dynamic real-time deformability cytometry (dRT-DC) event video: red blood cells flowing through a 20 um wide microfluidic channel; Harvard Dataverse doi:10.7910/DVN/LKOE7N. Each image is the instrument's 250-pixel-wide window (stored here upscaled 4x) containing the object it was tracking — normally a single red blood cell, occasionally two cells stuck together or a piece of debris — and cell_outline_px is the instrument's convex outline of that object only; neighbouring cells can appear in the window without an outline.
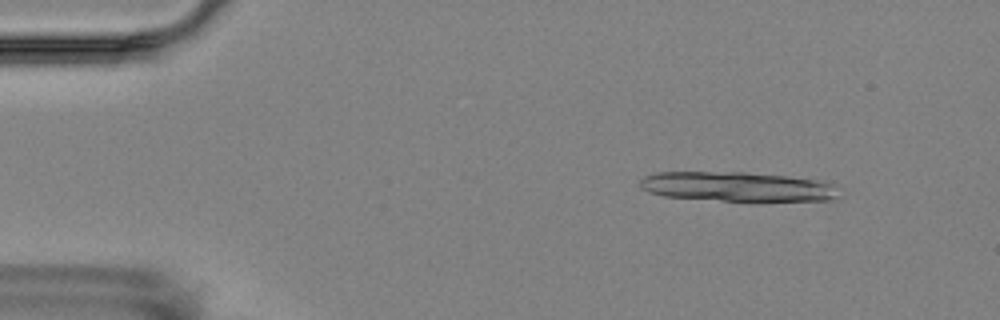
{"species": "Egyptian fruit bat (a non-hibernating species)", "species_latin": "Rousettus aegyptiacus", "temperature_condition": "room temperature", "stored_images_in_passage": 4, "camera_frame_rate_fps": 3000, "um_per_image_px": 0.085, "animal": {"sex": "female"}, "frame": {"image": 1, "passage_image": 1, "time_ms": 0.0, "image_size_px": [1000, 320], "cell_outline_px": [[836, 200], [756, 204], [664, 196], [648, 192], [640, 188], [640, 180], [644, 176], [656, 172], [744, 172], [788, 176], [824, 180], [832, 184], [836, 196]], "centroid_in_image_um": [62.74, 15.91], "position_along_channel_um": 22.3, "area_um2": 35.89}}